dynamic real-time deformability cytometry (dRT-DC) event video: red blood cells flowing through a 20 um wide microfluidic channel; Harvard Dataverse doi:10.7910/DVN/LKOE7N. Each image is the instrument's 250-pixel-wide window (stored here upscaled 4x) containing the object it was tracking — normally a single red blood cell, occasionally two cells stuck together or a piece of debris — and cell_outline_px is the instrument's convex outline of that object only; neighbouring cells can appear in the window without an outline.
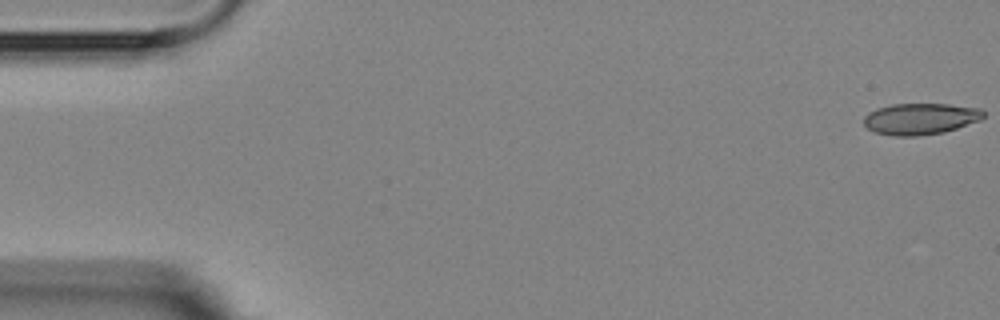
{"species": "Egyptian fruit bat (a non-hibernating species)", "species_latin": "Rousettus aegyptiacus", "temperature_condition": "room temperature", "stored_images_in_passage": 4, "camera_frame_rate_fps": 3000, "um_per_image_px": 0.085, "animal": {"sex": "female"}, "frame": {"image": 1, "passage_image": 1, "time_ms": 0.0, "image_size_px": [1000, 320], "cell_outline_px": [[984, 116], [980, 120], [944, 132], [916, 136], [892, 136], [876, 132], [868, 128], [864, 124], [864, 116], [868, 112], [876, 108], [892, 104], [948, 104], [980, 108], [984, 112]], "centroid_in_image_um": [78.21, 10.09], "position_along_channel_um": 6.8, "area_um2": 21.85}}